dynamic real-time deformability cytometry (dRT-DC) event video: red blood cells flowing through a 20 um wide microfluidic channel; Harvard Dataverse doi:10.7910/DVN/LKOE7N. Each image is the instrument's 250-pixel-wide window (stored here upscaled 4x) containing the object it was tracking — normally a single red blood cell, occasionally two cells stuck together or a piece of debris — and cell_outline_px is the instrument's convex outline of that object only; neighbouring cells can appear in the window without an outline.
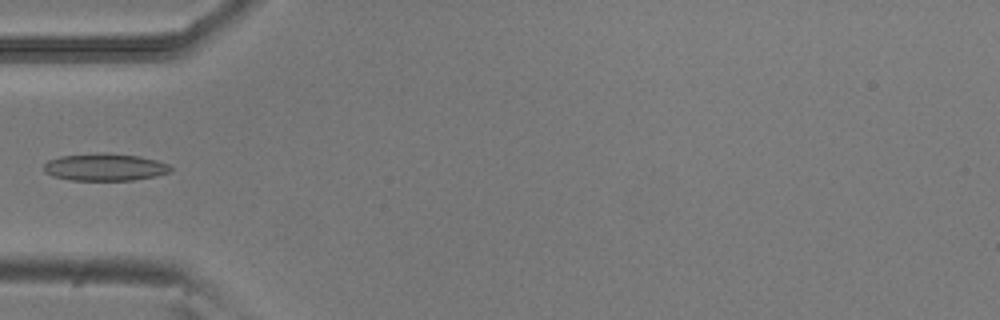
{"species": "common noctule bat (a hibernating species)", "species_latin": "Nyctalus noctula", "temperature_condition": "room temperature", "stored_images_in_passage": 5, "camera_frame_rate_fps": 3000, "um_per_image_px": 0.085, "animal": {"sex": "male", "body_mass_g": 20.5, "forearm_length_mm": 52.5}, "frame": {"image": 1, "passage_image": 2, "time_ms": 0.333, "image_size_px": [1000, 320], "cell_outline_px": [[172, 168], [168, 172], [156, 176], [132, 180], [72, 180], [52, 176], [44, 172], [44, 164], [48, 160], [60, 156], [96, 152], [108, 152], [140, 156], [156, 160], [168, 164]], "centroid_in_image_um": [8.89, 14.19], "position_along_channel_um": 76.1, "area_um2": 20.35}}
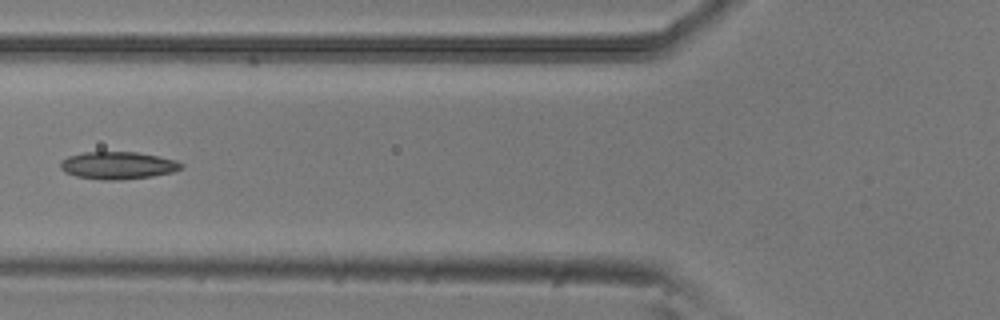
{"frame": {"image": 2, "passage_image": 3, "time_ms": 0.667, "image_size_px": [1000, 320], "cell_outline_px": [[184, 168], [172, 172], [152, 176], [120, 180], [104, 180], [76, 176], [64, 172], [60, 168], [60, 164], [68, 156], [84, 152], [136, 152], [176, 160], [184, 164]], "centroid_in_image_um": [10.03, 14.06], "position_along_channel_um": 115.8, "area_um2": 19.25}}
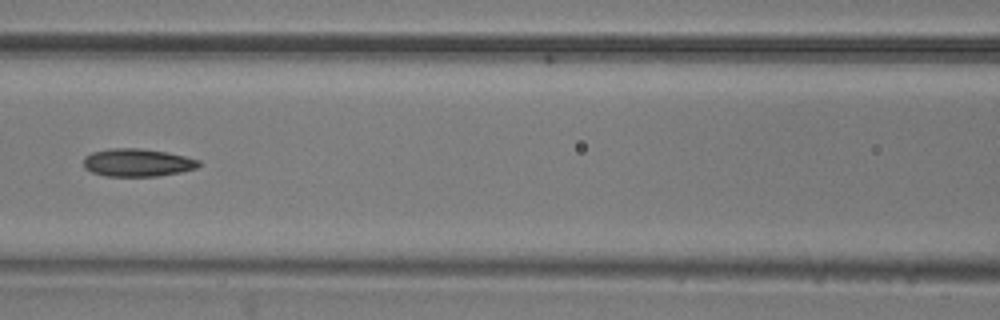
{"frame": {"image": 3, "passage_image": 4, "time_ms": 1.0, "image_size_px": [1000, 320], "cell_outline_px": [[200, 164], [196, 168], [180, 172], [160, 176], [104, 176], [92, 172], [84, 168], [84, 156], [92, 152], [112, 148], [140, 148], [168, 152], [200, 160]], "centroid_in_image_um": [11.67, 13.82], "position_along_channel_um": 154.9, "area_um2": 18.79}}